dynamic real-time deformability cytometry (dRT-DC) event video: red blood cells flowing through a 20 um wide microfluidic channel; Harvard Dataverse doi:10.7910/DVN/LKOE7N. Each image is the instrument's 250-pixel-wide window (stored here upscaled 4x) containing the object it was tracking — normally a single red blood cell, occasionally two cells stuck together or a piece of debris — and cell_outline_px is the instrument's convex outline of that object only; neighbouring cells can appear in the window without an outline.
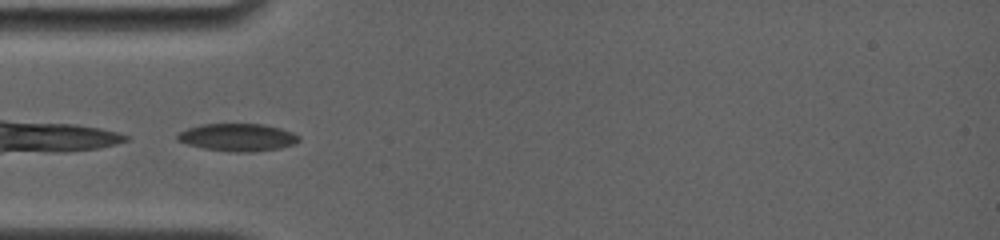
{"species": "common noctule bat (a hibernating species)", "species_latin": "Nyctalus noctula", "temperature_condition": "room temperature", "stored_images_in_passage": 28, "camera_frame_rate_fps": 4000, "um_per_image_px": 0.085, "animal": {"sex": "female", "body_mass_g": 19.0, "forearm_length_mm": 56.7}, "frame": {"image": 1, "passage_image": 1, "time_ms": 0.0, "image_size_px": [1000, 240], "cell_outline_px": [[300, 140], [292, 144], [280, 148], [248, 152], [236, 152], [204, 148], [188, 144], [176, 140], [176, 136], [180, 132], [188, 128], [200, 124], [264, 124], [280, 128], [292, 132], [300, 136]], "centroid_in_image_um": [20.2, 11.66], "position_along_channel_um": 64.8, "area_um2": 19.36}}
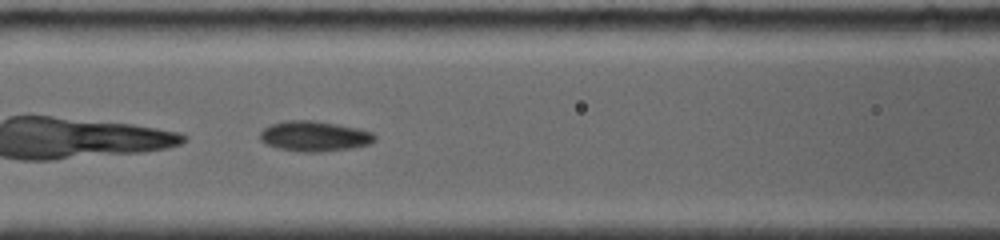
{"frame": {"image": 2, "passage_image": 5, "time_ms": 2.0, "image_size_px": [1000, 240], "cell_outline_px": [[376, 140], [368, 144], [352, 148], [320, 152], [304, 152], [276, 148], [264, 144], [260, 140], [260, 132], [264, 128], [272, 124], [284, 120], [312, 120], [336, 124], [356, 128], [372, 132], [376, 136]], "centroid_in_image_um": [26.69, 11.58], "position_along_channel_um": 139.9, "area_um2": 20.29}, "authors_computed_cell_mechanics": {"area_um2": 20.3167, "velocity_mm_per_s": 3.7511, "shape_relaxation_time_tau1_ms": 4.4, "shape_relaxation_time_tau2_ms": 1.6409, "deformation_change_tau1": 0.1231, "deformation_change_tau2": 0.0647}}